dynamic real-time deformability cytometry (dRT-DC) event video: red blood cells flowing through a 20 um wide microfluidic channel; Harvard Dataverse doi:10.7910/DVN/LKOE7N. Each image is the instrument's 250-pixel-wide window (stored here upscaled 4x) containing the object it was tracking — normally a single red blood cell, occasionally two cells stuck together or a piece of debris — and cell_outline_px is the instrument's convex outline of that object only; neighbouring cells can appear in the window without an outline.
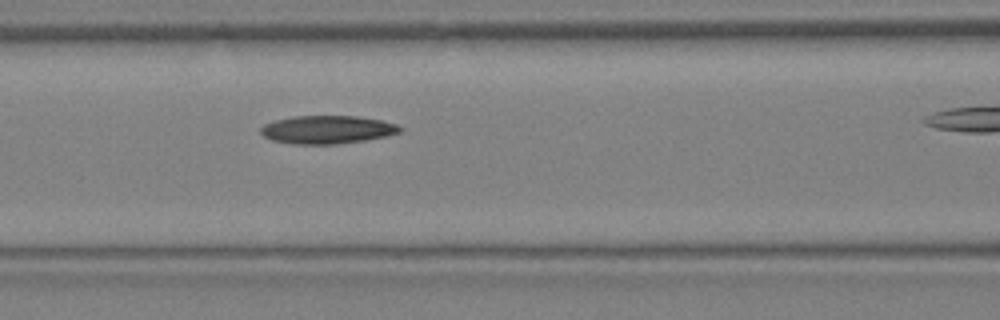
{"species": "Egyptian fruit bat (a non-hibernating species)", "species_latin": "Rousettus aegyptiacus", "temperature_condition": "warm", "stored_images_in_passage": 5, "segment_of_instrument_passage": [1, 2], "camera_frame_rate_fps": 3000, "um_per_image_px": 0.085, "animal": {"sex": "female"}, "frame": {"image": 1, "passage_image": 4, "time_ms": 1.0, "image_size_px": [1000, 320], "cell_outline_px": [[404, 128], [400, 132], [384, 136], [364, 140], [336, 144], [296, 144], [272, 140], [264, 136], [260, 132], [260, 128], [264, 124], [276, 120], [292, 116], [356, 116], [380, 120], [396, 124]], "centroid_in_image_um": [27.8, 11.01], "position_along_channel_um": 138.8, "area_um2": 22.66}}